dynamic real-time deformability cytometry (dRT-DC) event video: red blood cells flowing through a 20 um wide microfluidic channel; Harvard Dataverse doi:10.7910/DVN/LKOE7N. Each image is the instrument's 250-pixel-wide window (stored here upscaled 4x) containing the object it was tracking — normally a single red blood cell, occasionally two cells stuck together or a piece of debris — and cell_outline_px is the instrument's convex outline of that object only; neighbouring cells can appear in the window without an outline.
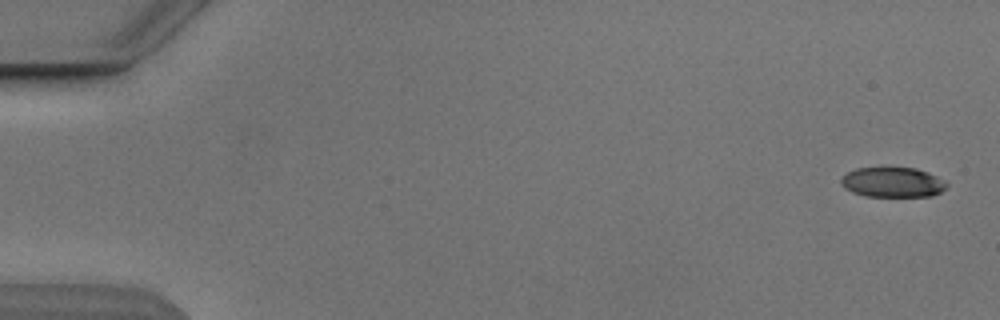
{"species": "Egyptian fruit bat (a non-hibernating species)", "species_latin": "Rousettus aegyptiacus", "temperature_condition": "cold", "stored_images_in_passage": 6, "camera_frame_rate_fps": 3000, "um_per_image_px": 0.085, "animal": {"sex": "male"}, "frame": {"image": 1, "passage_image": 1, "time_ms": 0.0, "image_size_px": [1000, 320], "cell_outline_px": [[948, 184], [940, 192], [932, 196], [864, 196], [852, 192], [844, 188], [840, 184], [840, 176], [856, 168], [888, 164], [916, 168], [928, 172], [944, 180]], "centroid_in_image_um": [75.81, 15.43], "position_along_channel_um": 9.2, "area_um2": 19.36}}
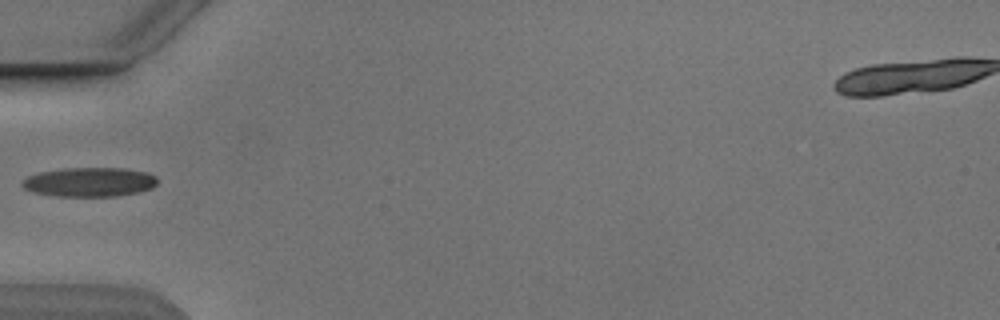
{"frame": {"image": 2, "passage_image": 5, "time_ms": 5.667, "image_size_px": [1000, 320], "cell_outline_px": [[156, 184], [152, 188], [140, 192], [116, 196], [56, 196], [32, 192], [24, 188], [20, 184], [28, 176], [40, 172], [60, 168], [124, 168], [148, 172], [156, 176]], "centroid_in_image_um": [7.61, 15.47], "position_along_channel_um": 77.4, "area_um2": 23.18}}
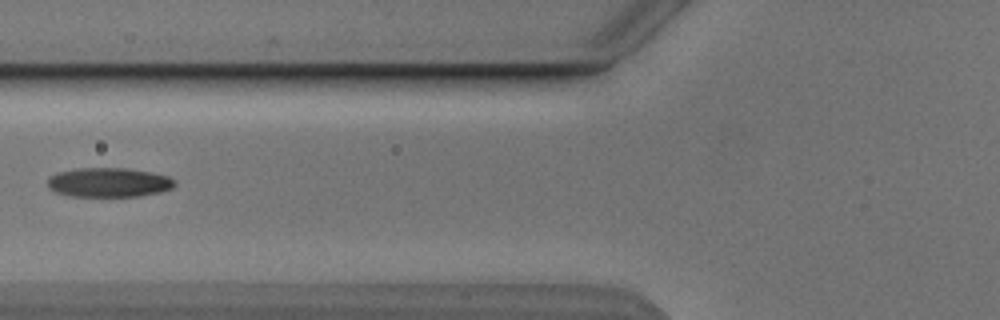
{"frame": {"image": 3, "passage_image": 6, "time_ms": 6.667, "image_size_px": [1000, 320], "cell_outline_px": [[176, 184], [172, 188], [160, 192], [140, 196], [68, 196], [56, 192], [48, 188], [48, 180], [52, 176], [60, 172], [76, 168], [128, 168], [152, 172], [168, 176], [176, 180]], "centroid_in_image_um": [9.29, 15.5], "position_along_channel_um": 116.5, "area_um2": 21.79}}